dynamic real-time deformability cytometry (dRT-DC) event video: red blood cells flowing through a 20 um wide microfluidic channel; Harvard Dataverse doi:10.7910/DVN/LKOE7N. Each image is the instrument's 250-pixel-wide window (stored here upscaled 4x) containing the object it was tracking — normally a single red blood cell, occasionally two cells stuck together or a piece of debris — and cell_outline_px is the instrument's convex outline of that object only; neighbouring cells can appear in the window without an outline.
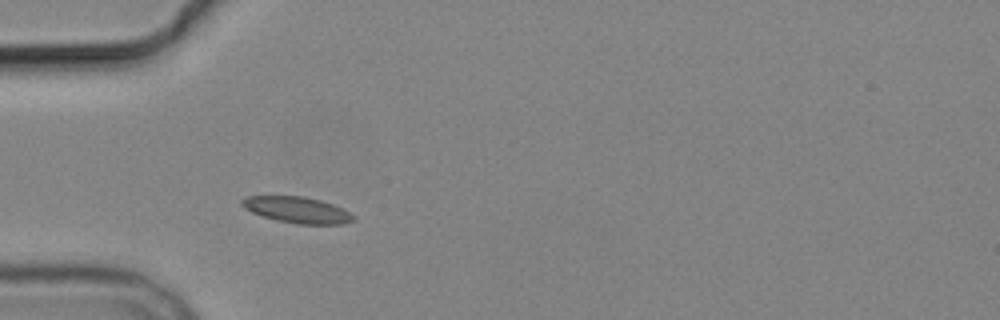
{"species": "common noctule bat (a hibernating species)", "species_latin": "Nyctalus noctula", "temperature_condition": "cold", "stored_images_in_passage": 4, "camera_frame_rate_fps": 3000, "um_per_image_px": 0.085, "animal": {"sex": "male", "body_mass_g": 19.2, "forearm_length_mm": 51.8}, "frame": {"image": 1, "passage_image": 3, "time_ms": 2.333, "image_size_px": [1000, 320], "cell_outline_px": [[356, 220], [344, 224], [296, 224], [276, 220], [252, 212], [244, 208], [240, 204], [240, 200], [244, 196], [304, 196], [320, 200], [332, 204], [356, 216]], "centroid_in_image_um": [25.25, 17.84], "position_along_channel_um": 59.8, "area_um2": 17.05}}
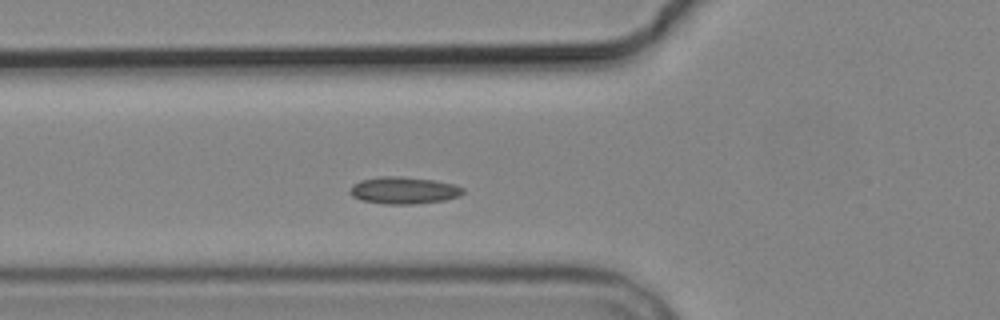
{"frame": {"image": 2, "passage_image": 4, "time_ms": 3.333, "image_size_px": [1000, 320], "cell_outline_px": [[464, 192], [460, 196], [444, 200], [412, 204], [384, 204], [360, 200], [352, 196], [348, 192], [352, 184], [360, 180], [380, 176], [400, 176], [432, 180], [452, 184], [464, 188]], "centroid_in_image_um": [34.27, 16.18], "position_along_channel_um": 91.5, "area_um2": 17.86}}